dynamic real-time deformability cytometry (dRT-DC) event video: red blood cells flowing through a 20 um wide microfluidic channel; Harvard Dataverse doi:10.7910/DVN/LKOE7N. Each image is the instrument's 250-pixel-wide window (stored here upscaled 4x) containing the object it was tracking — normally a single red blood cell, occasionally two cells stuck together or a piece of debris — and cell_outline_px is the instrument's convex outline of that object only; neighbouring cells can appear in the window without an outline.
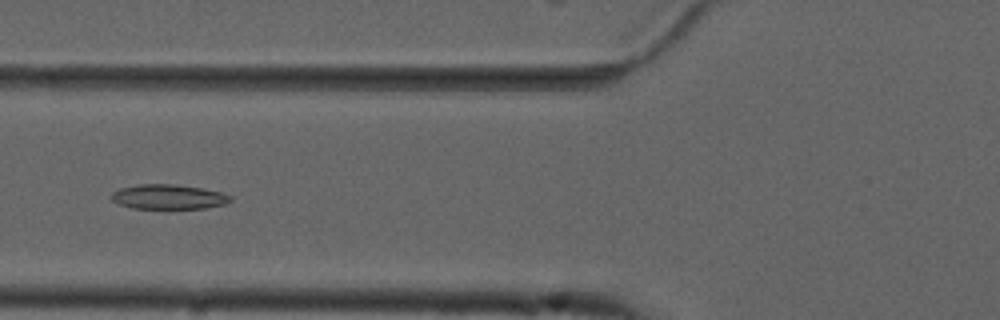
{"species": "common noctule bat (a hibernating species)", "species_latin": "Nyctalus noctula", "temperature_condition": "cold", "stored_images_in_passage": 37, "camera_frame_rate_fps": 3000, "um_per_image_px": 0.085, "animal": {"sex": "male", "forearm_length_mm": 52.5}, "frame": {"image": 1, "passage_image": 4, "time_ms": 1.0, "image_size_px": [1000, 320], "cell_outline_px": [[232, 200], [224, 204], [204, 208], [168, 212], [164, 212], [132, 208], [120, 204], [112, 200], [112, 192], [120, 188], [136, 184], [176, 184], [204, 188], [220, 192], [232, 196]], "centroid_in_image_um": [14.32, 16.78], "position_along_channel_um": 111.5, "area_um2": 18.21}}
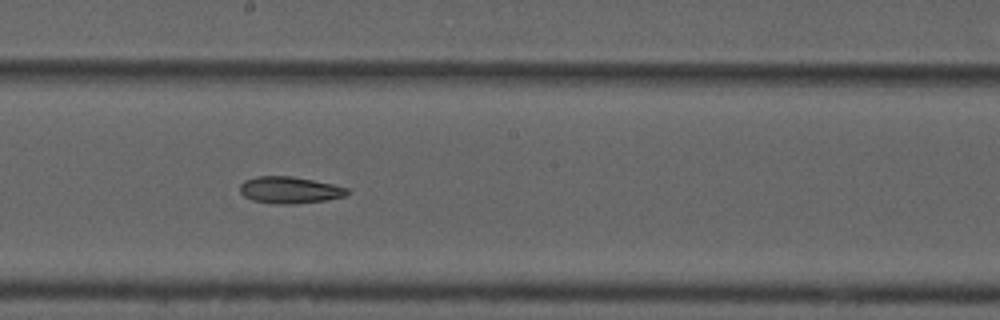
{"frame": {"image": 2, "passage_image": 13, "time_ms": 4.0, "image_size_px": [1000, 320], "cell_outline_px": [[348, 192], [344, 196], [328, 200], [292, 204], [276, 204], [252, 200], [244, 196], [240, 192], [240, 184], [244, 180], [256, 176], [292, 176], [332, 184], [348, 188]], "centroid_in_image_um": [24.59, 16.15], "position_along_channel_um": 223.6, "area_um2": 16.7}}
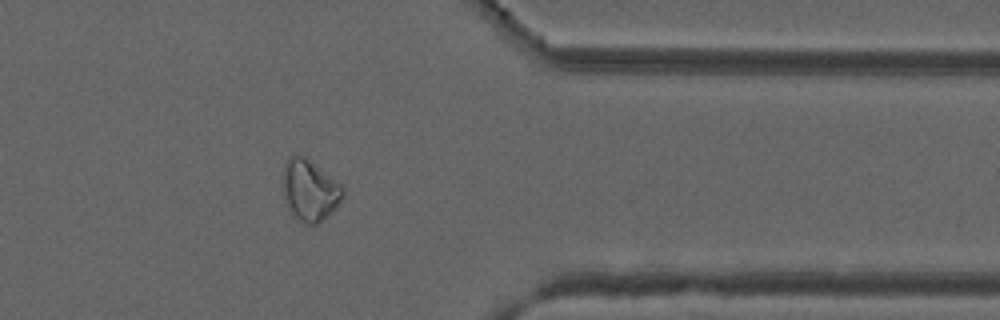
{"frame": {"image": 3, "passage_image": 27, "time_ms": 8.667, "image_size_px": [1000, 320], "cell_outline_px": [[344, 196], [336, 208], [332, 212], [316, 224], [304, 224], [292, 216], [284, 196], [284, 164], [292, 156], [304, 156], [340, 184], [344, 188]], "centroid_in_image_um": [26.34, 16.22], "position_along_channel_um": 385.1, "area_um2": 20.98}}